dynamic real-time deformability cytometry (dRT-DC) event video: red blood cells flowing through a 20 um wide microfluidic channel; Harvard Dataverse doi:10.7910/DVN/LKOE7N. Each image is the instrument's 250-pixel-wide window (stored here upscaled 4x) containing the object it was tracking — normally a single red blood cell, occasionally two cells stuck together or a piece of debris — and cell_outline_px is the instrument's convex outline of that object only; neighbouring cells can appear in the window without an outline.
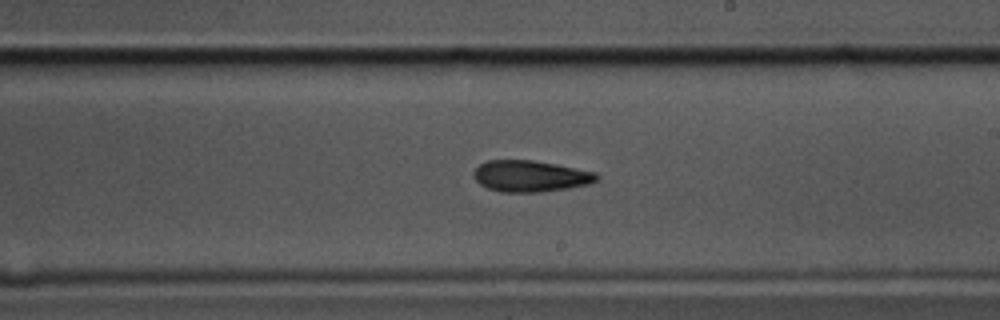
{"species": "common noctule bat (a hibernating species)", "species_latin": "Nyctalus noctula", "temperature_condition": "cold", "stored_images_in_passage": 47, "camera_frame_rate_fps": 3000, "um_per_image_px": 0.085, "animal": {"sex": "male", "body_mass_g": 17.5, "forearm_length_mm": 52.3}, "frame": {"image": 1, "passage_image": 33, "time_ms": 10.667, "image_size_px": [1000, 320], "cell_outline_px": [[600, 176], [596, 180], [588, 184], [568, 188], [540, 192], [500, 192], [488, 188], [480, 184], [472, 176], [472, 172], [480, 164], [488, 160], [532, 160], [556, 164], [596, 172]], "centroid_in_image_um": [45.06, 14.97], "position_along_channel_um": 243.9, "area_um2": 22.48}}
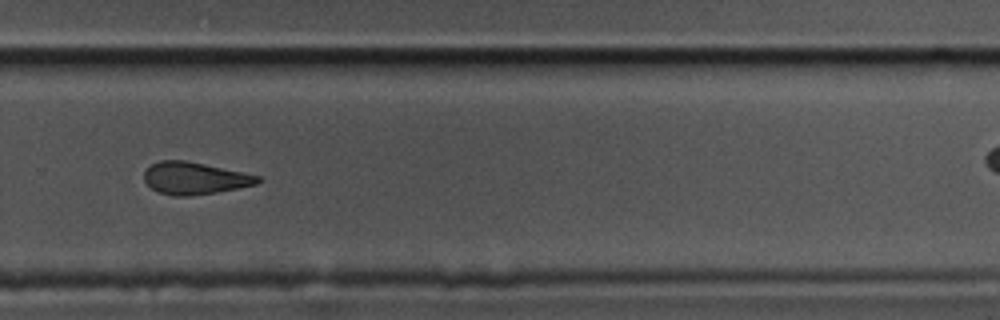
{"frame": {"image": 2, "passage_image": 39, "time_ms": 12.667, "image_size_px": [1000, 320], "cell_outline_px": [[264, 180], [256, 184], [216, 192], [188, 196], [172, 196], [160, 192], [152, 188], [144, 180], [144, 172], [152, 164], [160, 160], [184, 160], [244, 172], [260, 176]], "centroid_in_image_um": [16.56, 15.14], "position_along_channel_um": 313.2, "area_um2": 21.15}}
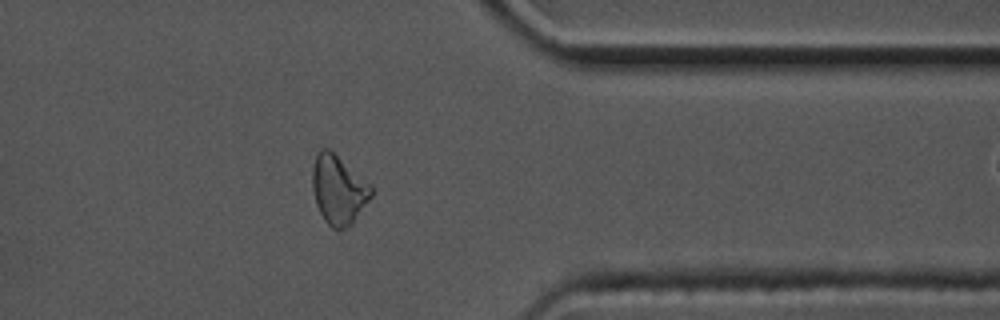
{"frame": {"image": 3, "passage_image": 46, "time_ms": 15.0, "image_size_px": [1000, 320], "cell_outline_px": [[372, 196], [352, 224], [344, 228], [332, 228], [324, 220], [316, 204], [312, 188], [312, 168], [316, 156], [320, 148], [328, 148], [372, 184]], "centroid_in_image_um": [28.77, 16.12], "position_along_channel_um": 382.6, "area_um2": 23.64}}